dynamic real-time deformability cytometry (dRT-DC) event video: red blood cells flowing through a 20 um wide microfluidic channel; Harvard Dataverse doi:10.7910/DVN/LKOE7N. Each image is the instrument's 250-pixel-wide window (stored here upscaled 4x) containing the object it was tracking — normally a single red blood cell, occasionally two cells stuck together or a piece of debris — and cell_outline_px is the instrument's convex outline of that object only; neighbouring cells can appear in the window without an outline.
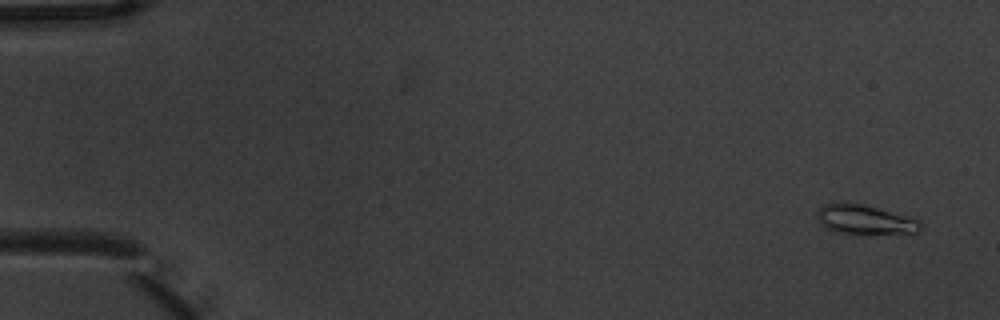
{"species": "common noctule bat (a hibernating species)", "species_latin": "Nyctalus noctula", "temperature_condition": "warm", "stored_images_in_passage": 6, "camera_frame_rate_fps": 3000, "um_per_image_px": 0.085, "animal": {"sex": "male", "body_mass_g": 20.1, "forearm_length_mm": 53.5}, "frame": {"image": 1, "passage_image": 1, "time_ms": 0.0, "image_size_px": [1000, 320], "cell_outline_px": [[924, 224], [916, 232], [864, 236], [836, 232], [828, 228], [816, 216], [816, 212], [824, 204], [860, 204], [876, 208], [916, 220]], "centroid_in_image_um": [73.51, 18.73], "position_along_channel_um": 11.5, "area_um2": 17.4}}